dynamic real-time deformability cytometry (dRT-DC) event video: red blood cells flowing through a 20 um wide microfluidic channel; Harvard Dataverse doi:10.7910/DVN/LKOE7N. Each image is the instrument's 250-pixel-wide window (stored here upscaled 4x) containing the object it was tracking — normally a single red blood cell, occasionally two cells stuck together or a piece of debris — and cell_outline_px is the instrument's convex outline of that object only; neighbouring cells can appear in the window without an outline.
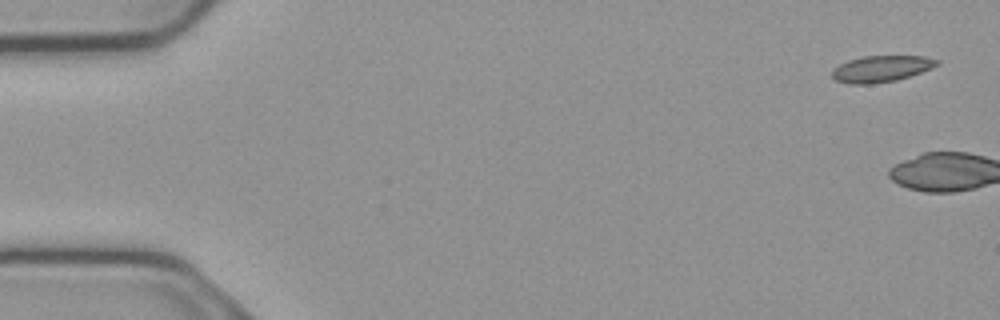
{"species": "common noctule bat (a hibernating species)", "species_latin": "Nyctalus noctula", "temperature_condition": "cold", "stored_images_in_passage": 5, "camera_frame_rate_fps": 3000, "um_per_image_px": 0.085, "animal": {"sex": "male", "body_mass_g": 23.1, "forearm_length_mm": 52.7}, "frame": {"image": 1, "passage_image": 1, "time_ms": 0.0, "image_size_px": [1000, 320], "cell_outline_px": [[940, 64], [932, 68], [896, 80], [872, 84], [852, 84], [836, 80], [832, 76], [832, 68], [848, 60], [864, 56], [924, 56], [940, 60]], "centroid_in_image_um": [74.91, 5.84], "position_along_channel_um": 10.1, "area_um2": 16.07}}